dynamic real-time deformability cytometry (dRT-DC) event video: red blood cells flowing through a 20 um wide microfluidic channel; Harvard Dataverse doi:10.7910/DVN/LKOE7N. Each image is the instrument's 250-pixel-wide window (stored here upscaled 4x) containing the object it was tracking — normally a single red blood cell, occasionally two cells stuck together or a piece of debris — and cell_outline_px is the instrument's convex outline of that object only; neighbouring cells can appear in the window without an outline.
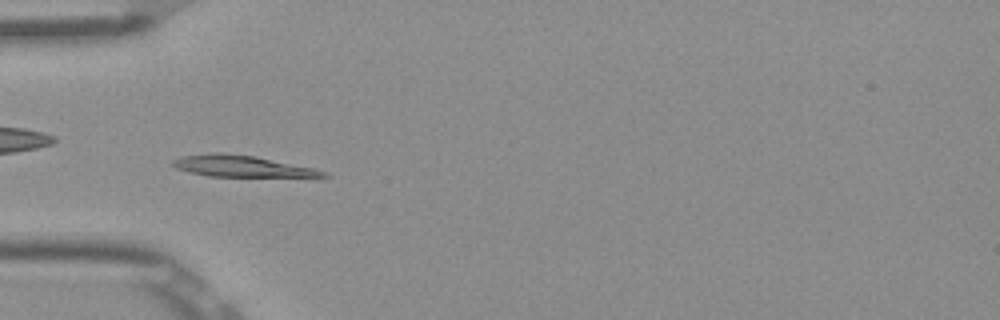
{"species": "Egyptian fruit bat (a non-hibernating species)", "species_latin": "Rousettus aegyptiacus", "temperature_condition": "room temperature", "stored_images_in_passage": 52, "camera_frame_rate_fps": 3000, "um_per_image_px": 0.085, "frame": {"image": 1, "passage_image": 16, "time_ms": 5.0, "image_size_px": [1000, 320], "cell_outline_px": [[332, 176], [208, 176], [188, 172], [176, 168], [172, 164], [172, 160], [180, 156], [212, 152], [220, 152], [256, 156], [312, 168], [328, 172]], "centroid_in_image_um": [20.46, 14.11], "position_along_channel_um": 64.5, "area_um2": 18.55}}
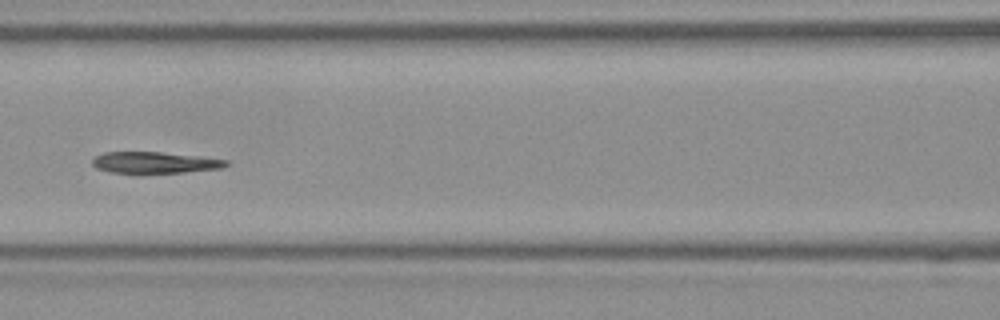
{"frame": {"image": 2, "passage_image": 23, "time_ms": 7.333, "image_size_px": [1000, 320], "cell_outline_px": [[228, 164], [220, 168], [184, 172], [136, 176], [112, 172], [96, 168], [92, 164], [92, 160], [96, 156], [104, 152], [160, 152], [200, 156], [228, 160]], "centroid_in_image_um": [13.09, 13.85], "position_along_channel_um": 153.5, "area_um2": 17.34}}
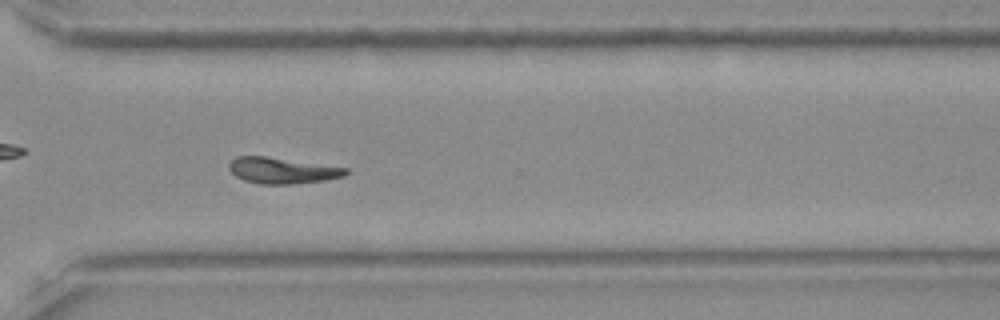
{"frame": {"image": 3, "passage_image": 38, "time_ms": 12.333, "image_size_px": [1000, 320], "cell_outline_px": [[348, 172], [344, 176], [324, 180], [292, 184], [260, 184], [244, 180], [236, 176], [228, 168], [228, 164], [236, 156], [264, 156], [348, 168]], "centroid_in_image_um": [23.96, 14.49], "position_along_channel_um": 346.6, "area_um2": 17.51}, "authors_computed_cell_mechanics": {"area_um2": 17.8313, "velocity_mm_per_s": 3.8683, "shape_relaxation_time_tau1_ms": 4.4878, "shape_relaxation_time_tau2_ms": 3.3472, "deformation_change_tau1": 0.1666, "deformation_change_tau2": 0.1087}}